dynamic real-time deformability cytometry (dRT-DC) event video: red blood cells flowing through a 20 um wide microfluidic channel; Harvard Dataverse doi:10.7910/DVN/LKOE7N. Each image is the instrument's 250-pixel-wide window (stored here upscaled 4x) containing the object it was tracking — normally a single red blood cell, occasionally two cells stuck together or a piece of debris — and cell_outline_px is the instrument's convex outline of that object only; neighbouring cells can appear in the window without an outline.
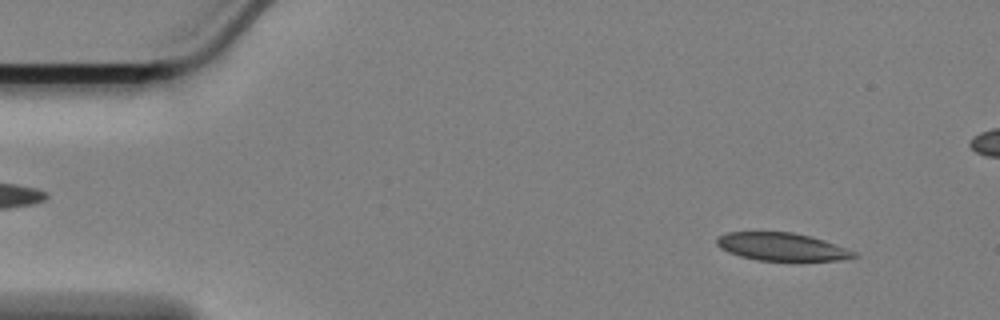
{"species": "Egyptian fruit bat (a non-hibernating species)", "species_latin": "Rousettus aegyptiacus", "temperature_condition": "cold", "stored_images_in_passage": 54, "camera_frame_rate_fps": 3000, "um_per_image_px": 0.085, "animal": {"sex": "female"}, "frame": {"image": 1, "passage_image": 1, "time_ms": 0.0, "image_size_px": [1000, 320], "cell_outline_px": [[860, 256], [840, 260], [756, 260], [740, 256], [728, 252], [720, 248], [716, 244], [716, 240], [720, 236], [728, 232], [792, 232], [812, 236], [824, 240], [856, 252]], "centroid_in_image_um": [66.46, 20.97], "position_along_channel_um": 18.5, "area_um2": 22.14}}
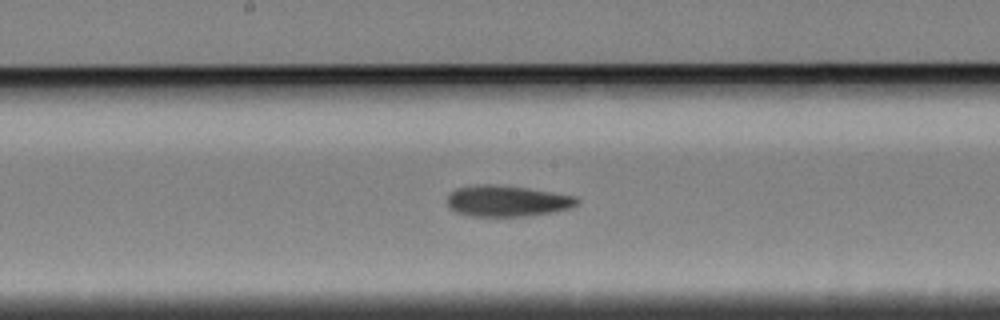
{"frame": {"image": 2, "passage_image": 25, "time_ms": 8.0, "image_size_px": [1000, 320], "cell_outline_px": [[580, 204], [556, 212], [520, 216], [472, 216], [456, 212], [448, 208], [448, 196], [456, 188], [476, 184], [492, 184], [528, 188], [576, 196], [580, 200]], "centroid_in_image_um": [43.12, 17.08], "position_along_channel_um": 205.1, "area_um2": 23.58}}
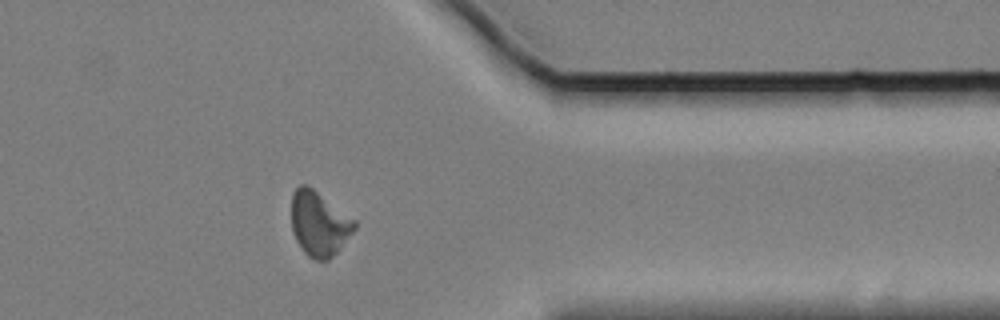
{"frame": {"image": 3, "passage_image": 42, "time_ms": 13.667, "image_size_px": [1000, 320], "cell_outline_px": [[356, 228], [340, 248], [328, 260], [312, 260], [304, 252], [296, 240], [292, 232], [292, 192], [300, 184], [308, 184], [356, 220]], "centroid_in_image_um": [27.12, 19.0], "position_along_channel_um": 384.3, "area_um2": 23.87}, "authors_computed_cell_mechanics": {"area_um2": 23.4379, "velocity_mm_per_s": 3.3942, "shape_relaxation_time_tau1_ms": null, "shape_relaxation_time_tau2_ms": 9.7229, "deformation_change_tau1": null, "deformation_change_tau2": 0.159}}